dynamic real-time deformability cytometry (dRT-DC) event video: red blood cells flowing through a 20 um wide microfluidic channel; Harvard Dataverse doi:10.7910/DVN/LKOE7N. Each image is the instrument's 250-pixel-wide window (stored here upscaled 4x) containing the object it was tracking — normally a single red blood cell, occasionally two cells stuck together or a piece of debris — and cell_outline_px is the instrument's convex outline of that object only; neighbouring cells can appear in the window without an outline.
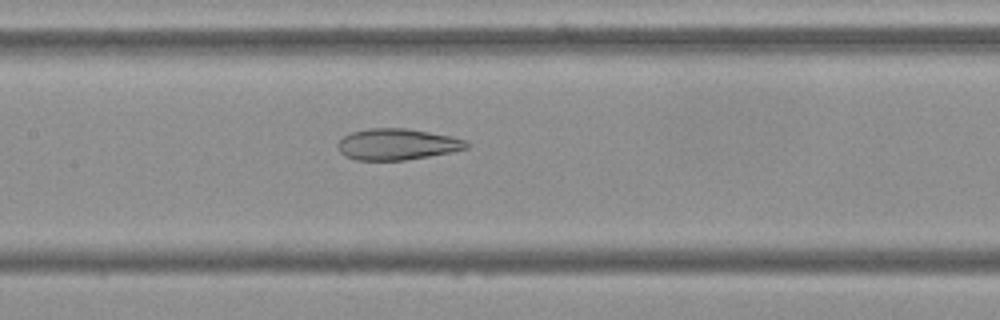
{"species": "Egyptian fruit bat (a non-hibernating species)", "species_latin": "Rousettus aegyptiacus", "temperature_condition": "cold", "stored_images_in_passage": 54, "camera_frame_rate_fps": 3000, "um_per_image_px": 0.085, "frame": {"image": 1, "passage_image": 25, "time_ms": 8.0, "image_size_px": [1000, 320], "cell_outline_px": [[472, 144], [468, 148], [452, 152], [404, 160], [356, 160], [344, 156], [340, 152], [336, 144], [344, 136], [352, 132], [368, 128], [404, 128], [452, 136], [464, 140]], "centroid_in_image_um": [33.76, 12.27], "position_along_channel_um": 173.6, "area_um2": 23.47}}
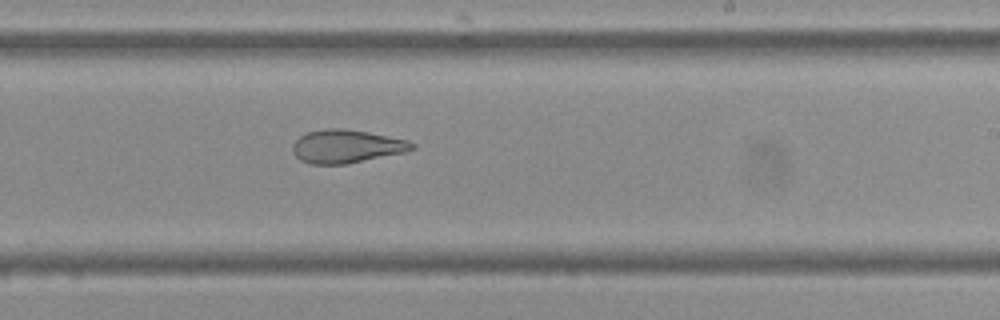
{"frame": {"image": 2, "passage_image": 32, "time_ms": 10.333, "image_size_px": [1000, 320], "cell_outline_px": [[416, 148], [404, 152], [348, 164], [308, 164], [300, 160], [292, 152], [292, 144], [300, 136], [308, 132], [328, 128], [344, 128], [368, 132], [408, 140], [416, 144]], "centroid_in_image_um": [29.44, 12.44], "position_along_channel_um": 259.6, "area_um2": 23.24}}
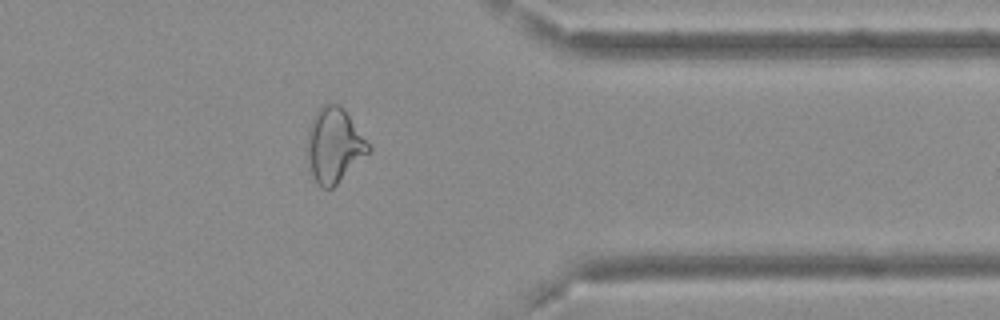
{"frame": {"image": 3, "passage_image": 43, "time_ms": 14.0, "image_size_px": [1000, 320], "cell_outline_px": [[372, 152], [332, 188], [324, 188], [316, 184], [312, 172], [308, 156], [308, 128], [316, 112], [324, 104], [340, 104], [372, 144]], "centroid_in_image_um": [28.48, 12.35], "position_along_channel_um": 382.9, "area_um2": 26.76}, "authors_computed_cell_mechanics": {"area_um2": 28.1775, "velocity_mm_per_s": 3.6942, "shape_relaxation_time_tau1_ms": null, "shape_relaxation_time_tau2_ms": 1.9915, "deformation_change_tau1": null, "deformation_change_tau2": 0.0991}}